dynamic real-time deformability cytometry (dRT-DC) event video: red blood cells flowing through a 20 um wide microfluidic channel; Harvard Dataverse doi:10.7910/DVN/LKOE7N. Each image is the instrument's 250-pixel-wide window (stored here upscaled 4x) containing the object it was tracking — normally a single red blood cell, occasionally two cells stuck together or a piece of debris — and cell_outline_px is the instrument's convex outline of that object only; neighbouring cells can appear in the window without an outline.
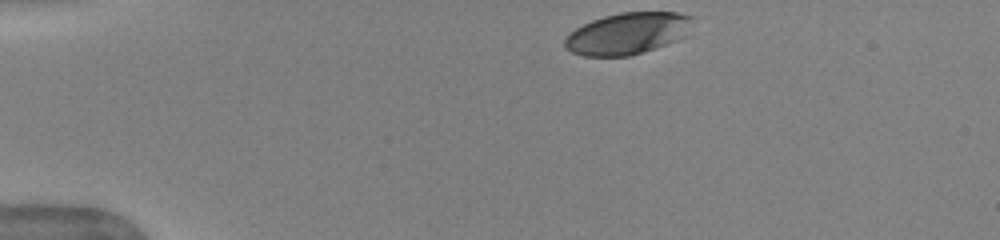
{"species": "human", "species_latin": "Homo sapiens", "temperature_condition": "warm", "stored_images_in_passage": 27, "camera_frame_rate_fps": 3000, "um_per_image_px": 0.085, "donor": {"sex": "female"}, "frame": {"image": 1, "passage_image": 1, "time_ms": 0.0, "image_size_px": [1000, 240], "cell_outline_px": [[696, 16], [684, 36], [676, 40], [628, 56], [584, 56], [572, 52], [564, 48], [564, 40], [576, 28], [592, 20], [604, 16], [620, 12], [676, 12]], "centroid_in_image_um": [53.34, 2.82], "position_along_channel_um": 31.7, "area_um2": 30.69}}
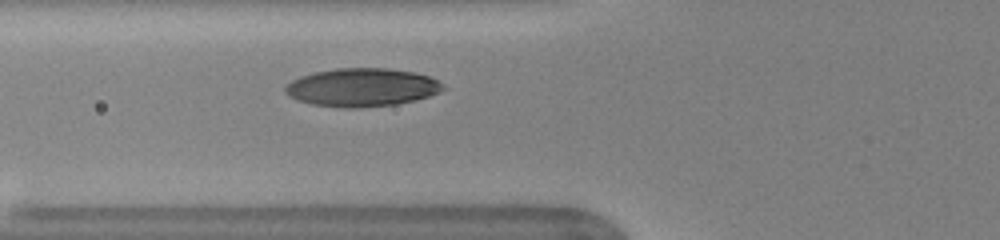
{"frame": {"image": 2, "passage_image": 11, "time_ms": 3.333, "image_size_px": [1000, 240], "cell_outline_px": [[448, 88], [440, 92], [416, 100], [396, 104], [360, 108], [344, 108], [312, 104], [296, 100], [288, 96], [284, 92], [284, 88], [292, 80], [300, 76], [316, 72], [336, 68], [388, 68], [416, 72], [428, 76], [444, 84]], "centroid_in_image_um": [30.78, 7.43], "position_along_channel_um": 95.0, "area_um2": 35.43}}
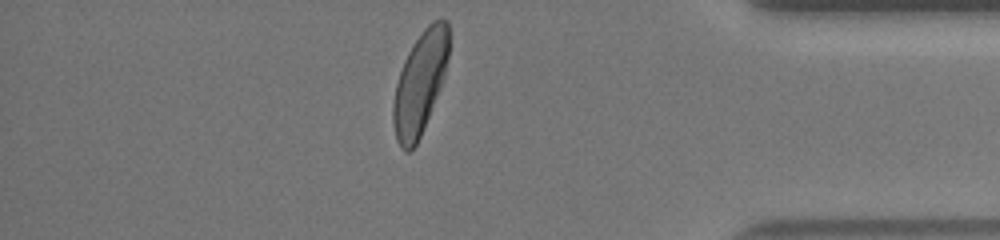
{"frame": {"image": 3, "passage_image": 24, "time_ms": 7.667, "image_size_px": [1000, 240], "cell_outline_px": [[448, 56], [444, 76], [440, 88], [420, 136], [416, 144], [408, 152], [404, 152], [400, 148], [396, 140], [392, 120], [392, 104], [396, 84], [404, 60], [408, 52], [424, 28], [432, 20], [448, 20]], "centroid_in_image_um": [35.67, 7.08], "position_along_channel_um": 399.5, "area_um2": 32.89}}